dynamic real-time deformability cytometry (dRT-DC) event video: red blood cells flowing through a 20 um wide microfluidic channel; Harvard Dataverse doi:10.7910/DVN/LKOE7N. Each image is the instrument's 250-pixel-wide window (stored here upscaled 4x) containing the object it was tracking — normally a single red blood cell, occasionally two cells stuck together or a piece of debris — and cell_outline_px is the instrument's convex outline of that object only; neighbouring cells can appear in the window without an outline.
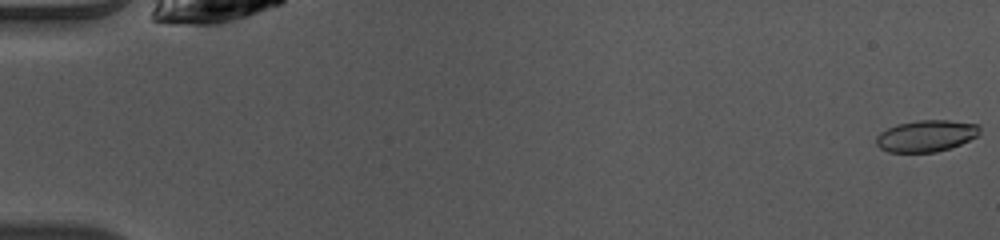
{"species": "common noctule bat (a hibernating species)", "species_latin": "Nyctalus noctula", "temperature_condition": "warm", "stored_images_in_passage": 50, "camera_frame_rate_fps": 3000, "um_per_image_px": 0.085, "animal": {"sex": "female", "body_mass_g": 10.0, "forearm_length_mm": 53.1}, "frame": {"image": 1, "passage_image": 1, "time_ms": 0.0, "image_size_px": [1000, 240], "cell_outline_px": [[980, 132], [976, 136], [960, 144], [936, 152], [888, 152], [880, 148], [876, 144], [876, 136], [880, 132], [896, 124], [916, 120], [948, 120], [980, 124]], "centroid_in_image_um": [78.71, 11.54], "position_along_channel_um": 6.3, "area_um2": 19.07}}
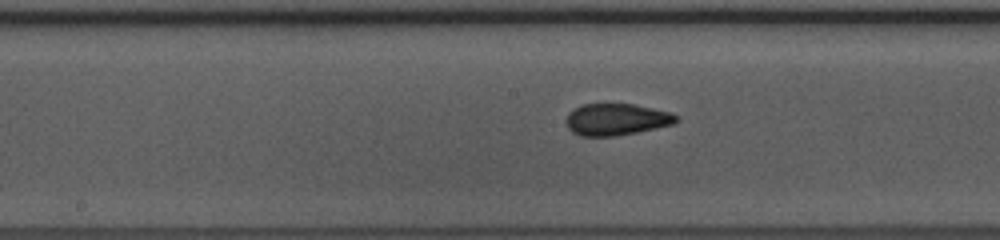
{"frame": {"image": 2, "passage_image": 26, "time_ms": 8.333, "image_size_px": [1000, 240], "cell_outline_px": [[680, 120], [672, 124], [656, 128], [616, 136], [580, 136], [572, 132], [568, 128], [568, 112], [572, 108], [580, 104], [632, 104], [672, 112], [680, 116]], "centroid_in_image_um": [52.41, 10.14], "position_along_channel_um": 195.8, "area_um2": 20.46}}
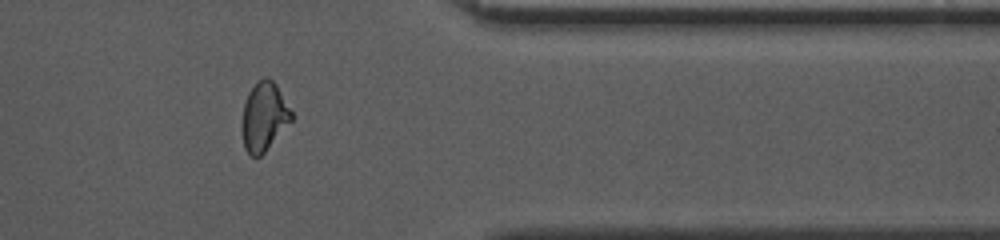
{"frame": {"image": 3, "passage_image": 41, "time_ms": 13.333, "image_size_px": [1000, 240], "cell_outline_px": [[292, 120], [264, 152], [260, 156], [252, 156], [244, 148], [240, 128], [244, 104], [248, 92], [264, 76], [268, 76], [276, 84], [292, 112]], "centroid_in_image_um": [22.41, 9.91], "position_along_channel_um": 389.0, "area_um2": 19.71}, "authors_computed_cell_mechanics": {"area_um2": 20.0277, "velocity_mm_per_s": 4.087, "shape_relaxation_time_tau1_ms": 9.1885, "shape_relaxation_time_tau2_ms": 1.0523, "deformation_change_tau1": 0.2054, "deformation_change_tau2": 0.0569}}